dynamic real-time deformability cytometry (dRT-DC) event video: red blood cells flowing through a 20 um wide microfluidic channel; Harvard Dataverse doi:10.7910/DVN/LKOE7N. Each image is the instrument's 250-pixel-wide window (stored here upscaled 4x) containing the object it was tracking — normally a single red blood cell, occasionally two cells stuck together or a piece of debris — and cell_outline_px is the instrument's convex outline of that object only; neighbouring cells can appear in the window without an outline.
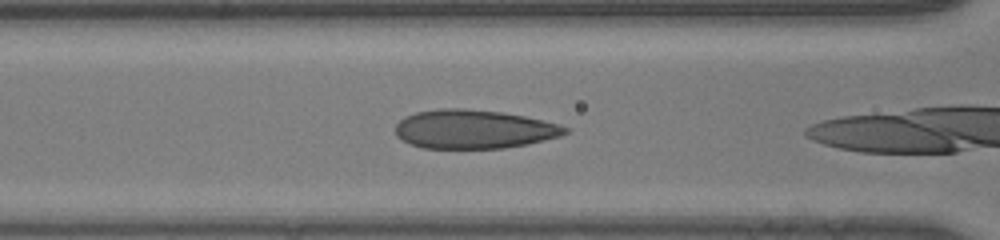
{"species": "human", "species_latin": "Homo sapiens", "temperature_condition": "room temperature", "stored_images_in_passage": 4, "camera_frame_rate_fps": 3000, "um_per_image_px": 0.085, "donor": {"sex": "male"}, "frame": {"image": 1, "passage_image": 3, "time_ms": 0.667, "image_size_px": [1000, 240], "cell_outline_px": [[568, 132], [560, 136], [528, 144], [504, 148], [424, 148], [412, 144], [396, 136], [396, 124], [404, 116], [416, 112], [440, 108], [464, 108], [504, 112], [524, 116], [560, 124], [568, 128]], "centroid_in_image_um": [40.28, 10.97], "position_along_channel_um": 126.3, "area_um2": 38.44}}